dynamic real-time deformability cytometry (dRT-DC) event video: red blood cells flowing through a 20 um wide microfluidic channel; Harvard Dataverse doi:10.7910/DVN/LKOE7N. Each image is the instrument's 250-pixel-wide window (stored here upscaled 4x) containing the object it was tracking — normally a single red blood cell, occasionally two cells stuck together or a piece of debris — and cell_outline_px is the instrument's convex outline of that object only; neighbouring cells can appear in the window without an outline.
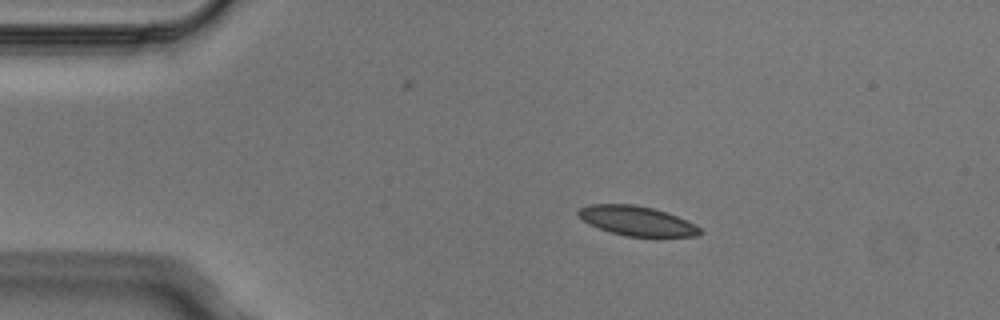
{"species": "Egyptian fruit bat (a non-hibernating species)", "species_latin": "Rousettus aegyptiacus", "temperature_condition": "cold", "stored_images_in_passage": 3, "camera_frame_rate_fps": 3000, "um_per_image_px": 0.085, "animal": {"sex": "male"}, "frame": {"image": 1, "passage_image": 1, "time_ms": 0.0, "image_size_px": [1000, 320], "cell_outline_px": [[704, 232], [696, 236], [628, 236], [612, 232], [588, 224], [576, 212], [580, 208], [592, 204], [632, 204], [652, 208], [676, 216], [696, 224]], "centroid_in_image_um": [54.15, 18.77], "position_along_channel_um": 30.9, "area_um2": 20.58}}
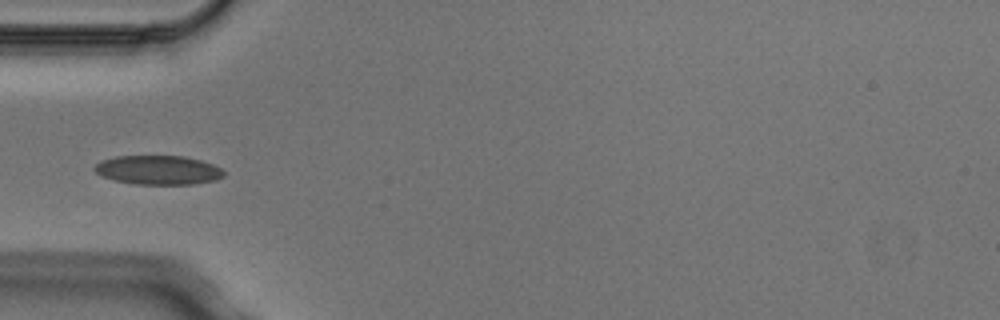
{"frame": {"image": 2, "passage_image": 3, "time_ms": 0.667, "image_size_px": [1000, 320], "cell_outline_px": [[224, 176], [216, 180], [192, 184], [136, 184], [116, 180], [104, 176], [96, 172], [92, 168], [100, 160], [116, 156], [184, 156], [200, 160], [212, 164], [220, 168], [224, 172]], "centroid_in_image_um": [13.45, 14.44], "position_along_channel_um": 71.6, "area_um2": 21.79}}